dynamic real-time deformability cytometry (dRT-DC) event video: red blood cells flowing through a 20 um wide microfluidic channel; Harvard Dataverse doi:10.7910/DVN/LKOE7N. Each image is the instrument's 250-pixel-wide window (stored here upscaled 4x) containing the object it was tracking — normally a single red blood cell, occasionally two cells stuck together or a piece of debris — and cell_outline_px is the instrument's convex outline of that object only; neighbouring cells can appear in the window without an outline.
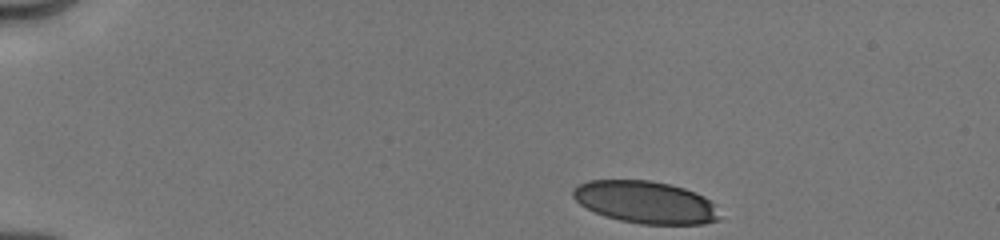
{"species": "human", "species_latin": "Homo sapiens", "temperature_condition": "cold", "stored_images_in_passage": 43, "camera_frame_rate_fps": 3000, "um_per_image_px": 0.085, "donor": {"sex": "male"}, "frame": {"image": 1, "passage_image": 1, "time_ms": 0.0, "image_size_px": [1000, 240], "cell_outline_px": [[720, 220], [704, 224], [640, 224], [620, 220], [604, 216], [580, 204], [572, 196], [572, 188], [588, 180], [648, 180], [668, 184], [684, 188], [696, 192], [704, 196], [716, 204], [720, 216]], "centroid_in_image_um": [54.9, 17.19], "position_along_channel_um": 30.1, "area_um2": 36.3}}
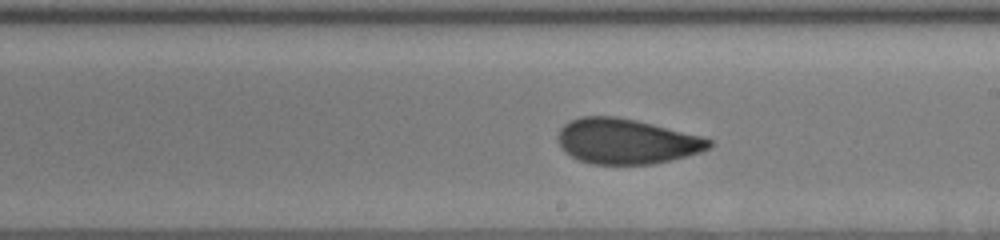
{"frame": {"image": 2, "passage_image": 28, "time_ms": 7.333, "image_size_px": [1000, 240], "cell_outline_px": [[712, 144], [708, 148], [700, 152], [672, 160], [652, 164], [592, 164], [580, 160], [564, 152], [556, 140], [556, 136], [560, 128], [564, 124], [580, 116], [616, 116], [636, 120], [700, 136], [712, 140]], "centroid_in_image_um": [53.19, 12.01], "position_along_channel_um": 235.8, "area_um2": 39.77}}
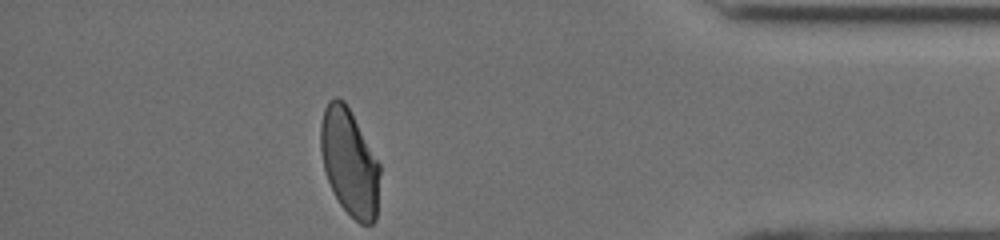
{"frame": {"image": 3, "passage_image": 43, "time_ms": 12.333, "image_size_px": [1000, 240], "cell_outline_px": [[380, 172], [376, 220], [372, 224], [360, 224], [340, 204], [328, 180], [324, 168], [320, 148], [320, 124], [324, 108], [328, 100], [336, 96], [344, 100], [380, 164]], "centroid_in_image_um": [29.7, 13.78], "position_along_channel_um": 405.5, "area_um2": 36.65}, "authors_computed_cell_mechanics": {"area_um2": 39.9976, "velocity_mm_per_s": 4.0183, "shape_relaxation_time_tau1_ms": 5.5952, "shape_relaxation_time_tau2_ms": 0.9011, "deformation_change_tau1": 0.1602, "deformation_change_tau2": 0.0645}}